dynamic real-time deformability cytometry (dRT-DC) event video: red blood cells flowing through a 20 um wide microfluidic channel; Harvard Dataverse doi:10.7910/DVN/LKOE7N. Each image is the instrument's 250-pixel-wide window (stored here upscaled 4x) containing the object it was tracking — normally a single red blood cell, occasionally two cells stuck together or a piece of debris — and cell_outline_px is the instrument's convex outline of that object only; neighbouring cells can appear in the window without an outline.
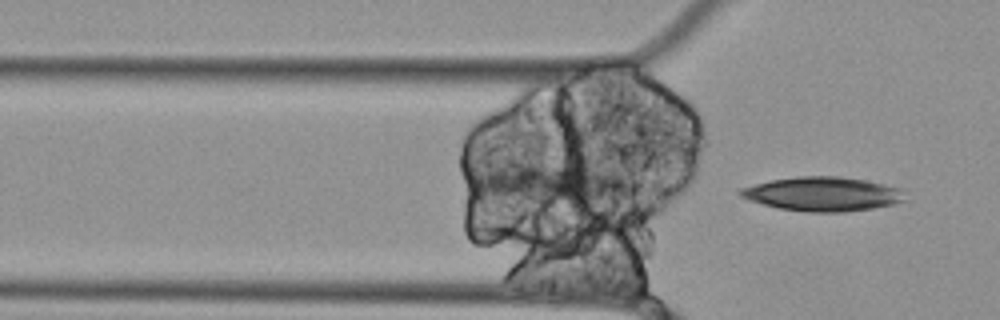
{"species": "Egyptian fruit bat (a non-hibernating species)", "species_latin": "Rousettus aegyptiacus", "temperature_condition": "cold", "stored_images_in_passage": 16, "camera_frame_rate_fps": 3000, "um_per_image_px": 0.085, "animal": {"sex": "female"}, "frame": {"image": 1, "passage_image": 16, "time_ms": 5.0, "image_size_px": [1000, 320], "cell_outline_px": [[904, 200], [892, 204], [872, 208], [844, 212], [808, 212], [780, 208], [764, 204], [740, 196], [736, 192], [740, 188], [772, 180], [796, 176], [840, 176], [864, 180], [884, 184], [900, 188]], "centroid_in_image_um": [69.9, 16.48], "position_along_channel_um": 55.9, "area_um2": 32.37}}